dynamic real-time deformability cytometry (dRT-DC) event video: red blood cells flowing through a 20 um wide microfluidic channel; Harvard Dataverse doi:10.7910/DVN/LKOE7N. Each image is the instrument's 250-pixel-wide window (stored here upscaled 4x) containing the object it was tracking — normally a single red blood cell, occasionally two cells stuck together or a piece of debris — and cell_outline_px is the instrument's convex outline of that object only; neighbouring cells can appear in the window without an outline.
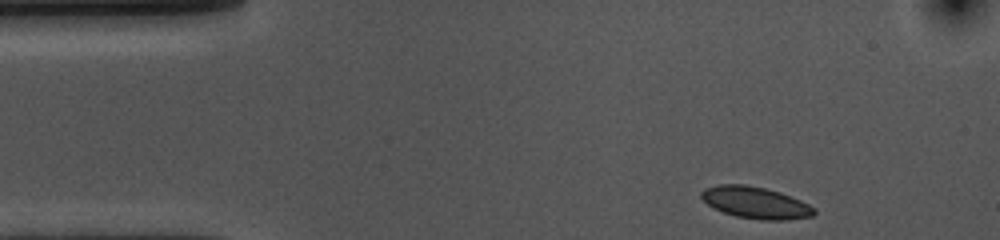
{"species": "common noctule bat (a hibernating species)", "species_latin": "Nyctalus noctula", "temperature_condition": "cold", "stored_images_in_passage": 41, "camera_frame_rate_fps": 3000, "um_per_image_px": 0.085, "animal": {"sex": "female", "body_mass_g": 10.0, "forearm_length_mm": 53.1}, "frame": {"image": 1, "passage_image": 1, "time_ms": 0.0, "image_size_px": [1000, 240], "cell_outline_px": [[816, 212], [812, 216], [784, 220], [760, 220], [736, 216], [724, 212], [708, 204], [700, 196], [700, 192], [704, 188], [720, 184], [744, 184], [764, 188], [780, 192], [800, 200], [816, 208]], "centroid_in_image_um": [64.23, 17.22], "position_along_channel_um": 20.8, "area_um2": 20.75}}
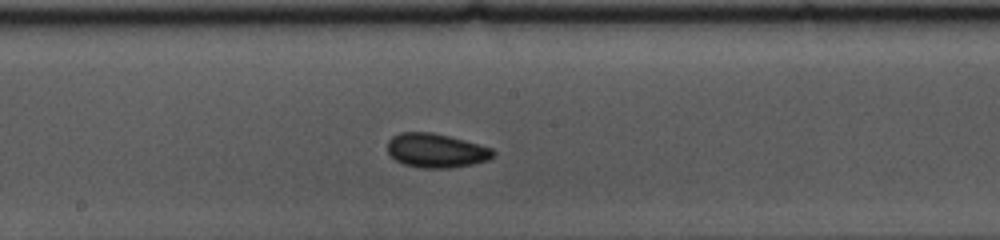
{"frame": {"image": 2, "passage_image": 22, "time_ms": 7.0, "image_size_px": [1000, 240], "cell_outline_px": [[496, 152], [488, 160], [472, 164], [448, 168], [420, 168], [404, 164], [396, 160], [388, 152], [388, 140], [392, 136], [400, 132], [432, 132], [464, 140], [492, 148]], "centroid_in_image_um": [37.06, 12.79], "position_along_channel_um": 211.1, "area_um2": 20.92}}
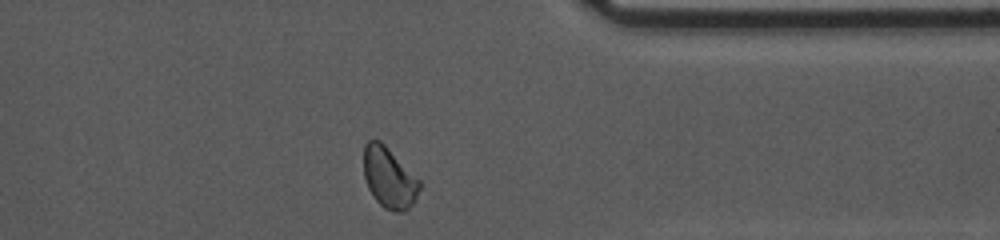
{"frame": {"image": 3, "passage_image": 37, "time_ms": 12.0, "image_size_px": [1000, 240], "cell_outline_px": [[420, 188], [412, 204], [404, 212], [396, 212], [384, 208], [376, 200], [368, 188], [364, 176], [364, 144], [368, 140], [380, 140], [420, 180]], "centroid_in_image_um": [33.06, 15.11], "position_along_channel_um": 378.3, "area_um2": 19.59}, "authors_computed_cell_mechanics": {"area_um2": 20.0566, "velocity_mm_per_s": 3.5859, "shape_relaxation_time_tau1_ms": 1.9935, "shape_relaxation_time_tau2_ms": 1.9176, "deformation_change_tau1": 0.0633, "deformation_change_tau2": 0.0688}}